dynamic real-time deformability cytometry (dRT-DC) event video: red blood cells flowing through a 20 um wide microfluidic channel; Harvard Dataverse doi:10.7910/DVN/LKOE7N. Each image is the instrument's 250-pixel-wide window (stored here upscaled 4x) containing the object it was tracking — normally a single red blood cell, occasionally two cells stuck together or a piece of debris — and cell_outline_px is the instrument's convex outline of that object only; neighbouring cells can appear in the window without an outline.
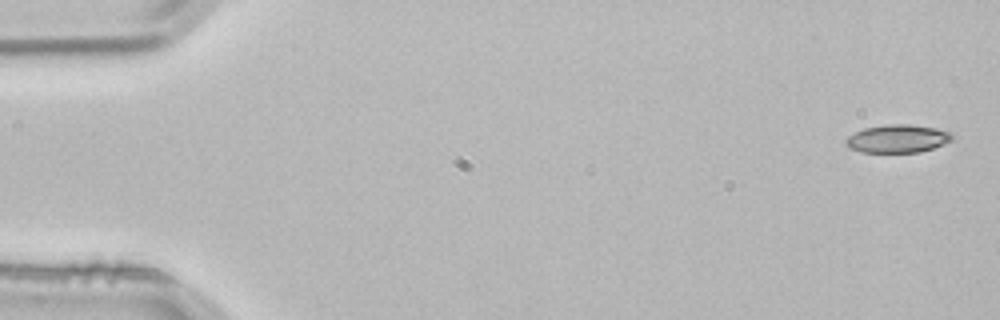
{"species": "common noctule bat (a hibernating species)", "species_latin": "Nyctalus noctula", "temperature_condition": "room temperature", "stored_images_in_passage": 4, "camera_frame_rate_fps": 3000, "um_per_image_px": 0.085, "animal": {"sex": "male", "body_mass_g": 21.5, "forearm_length_mm": 52.0}, "frame": {"image": 1, "passage_image": 4, "time_ms": 1.0, "image_size_px": [1000, 320], "cell_outline_px": [[952, 140], [944, 144], [920, 152], [860, 152], [848, 148], [844, 144], [844, 140], [848, 136], [864, 128], [888, 124], [908, 124], [936, 128], [952, 132]], "centroid_in_image_um": [76.27, 11.79], "position_along_channel_um": 8.7, "area_um2": 17.46}}